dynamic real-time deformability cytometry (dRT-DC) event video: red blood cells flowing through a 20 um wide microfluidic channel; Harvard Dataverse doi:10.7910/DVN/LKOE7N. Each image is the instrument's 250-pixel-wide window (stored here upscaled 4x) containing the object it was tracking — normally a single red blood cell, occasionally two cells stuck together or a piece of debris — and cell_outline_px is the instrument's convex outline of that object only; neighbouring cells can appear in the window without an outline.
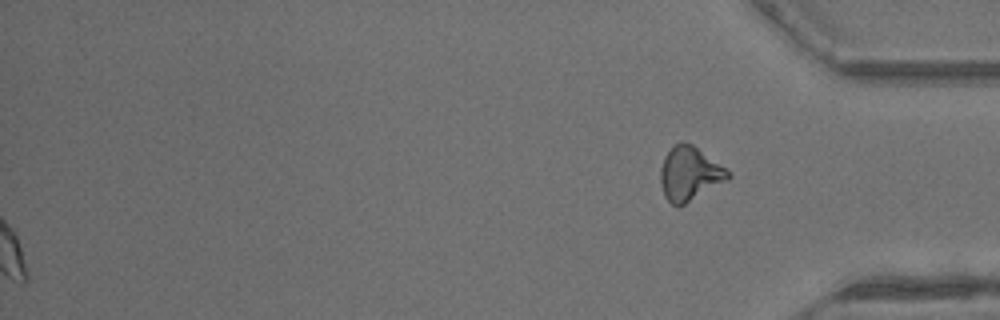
{"species": "common noctule bat (a hibernating species)", "species_latin": "Nyctalus noctula", "temperature_condition": "warm", "stored_images_in_passage": 43, "segment_of_instrument_passage": [2, 2], "camera_frame_rate_fps": 3000, "um_per_image_px": 0.085, "animal": {"sex": "male", "body_mass_g": 13.3}, "frame": {"image": 1, "passage_image": 43, "time_ms": 14.0, "image_size_px": [1000, 320], "cell_outline_px": [[732, 176], [728, 180], [684, 204], [676, 208], [664, 196], [660, 180], [660, 168], [664, 156], [676, 144], [684, 140], [692, 144], [732, 172]], "centroid_in_image_um": [58.62, 14.76], "position_along_channel_um": 376.6, "area_um2": 21.27}}